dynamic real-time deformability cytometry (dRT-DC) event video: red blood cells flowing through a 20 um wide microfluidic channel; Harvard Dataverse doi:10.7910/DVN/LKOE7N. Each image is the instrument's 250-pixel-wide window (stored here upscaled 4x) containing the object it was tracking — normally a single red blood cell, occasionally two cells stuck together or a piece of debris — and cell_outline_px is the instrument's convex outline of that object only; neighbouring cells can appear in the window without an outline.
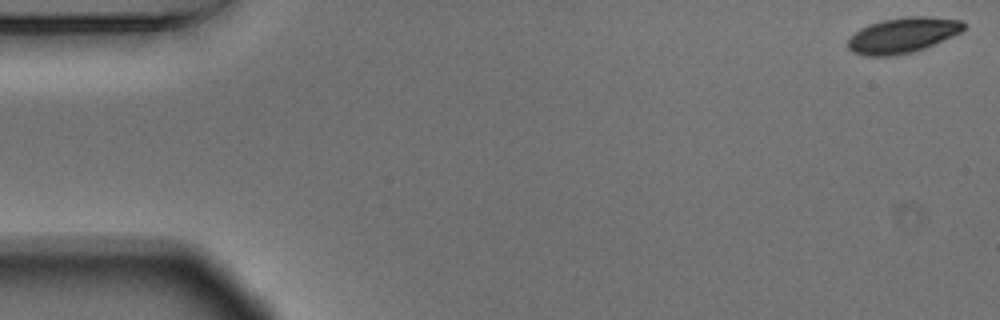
{"species": "Egyptian fruit bat (a non-hibernating species)", "species_latin": "Rousettus aegyptiacus", "temperature_condition": "warm", "stored_images_in_passage": 55, "camera_frame_rate_fps": 3000, "um_per_image_px": 0.085, "animal": {"sex": "male"}, "frame": {"image": 1, "passage_image": 1, "time_ms": 0.0, "image_size_px": [1000, 320], "cell_outline_px": [[964, 28], [960, 32], [952, 36], [924, 48], [912, 52], [892, 56], [864, 56], [852, 52], [848, 48], [848, 36], [860, 28], [868, 24], [884, 20], [908, 16], [928, 16], [960, 20], [964, 24]], "centroid_in_image_um": [76.67, 3.0], "position_along_channel_um": 8.3, "area_um2": 23.87}}
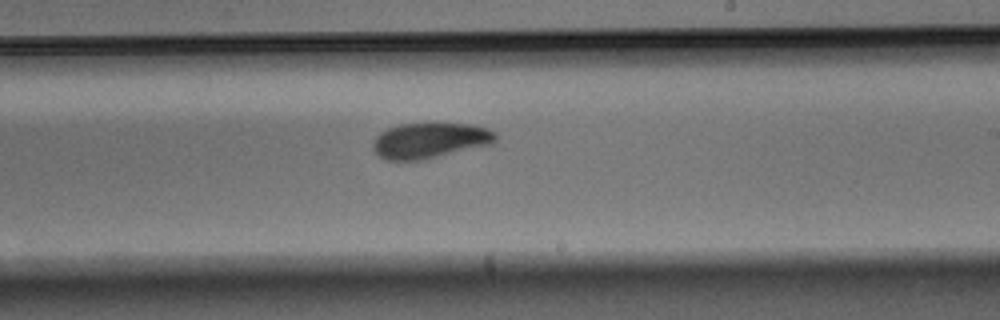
{"frame": {"image": 2, "passage_image": 32, "time_ms": 10.333, "image_size_px": [1000, 320], "cell_outline_px": [[496, 140], [492, 144], [428, 160], [384, 160], [372, 148], [372, 144], [376, 136], [380, 132], [388, 128], [400, 124], [472, 124], [488, 128], [496, 132]], "centroid_in_image_um": [36.56, 11.96], "position_along_channel_um": 252.4, "area_um2": 25.66}}
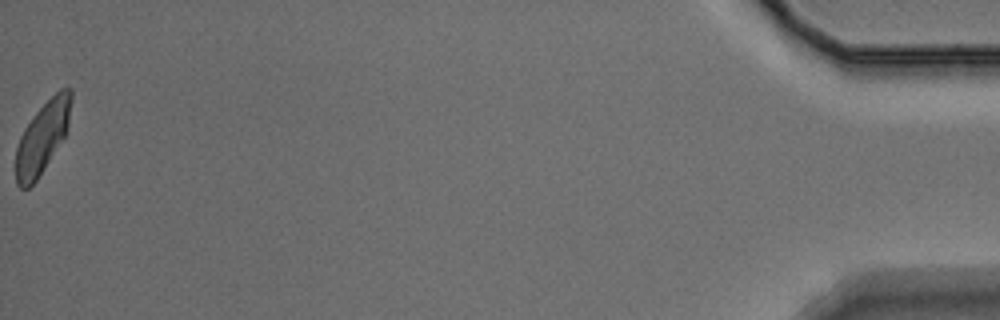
{"frame": {"image": 3, "passage_image": 55, "time_ms": 18.0, "image_size_px": [1000, 320], "cell_outline_px": [[72, 100], [68, 128], [64, 136], [44, 168], [36, 180], [28, 188], [20, 188], [16, 184], [16, 148], [20, 136], [24, 128], [36, 112], [60, 88], [72, 88]], "centroid_in_image_um": [3.61, 11.66], "position_along_channel_um": 431.6, "area_um2": 22.72}, "authors_computed_cell_mechanics": {"area_um2": 25.143, "velocity_mm_per_s": 3.6526, "shape_relaxation_time_tau1_ms": 2.4098, "shape_relaxation_time_tau2_ms": 4.0474, "deformation_change_tau1": 0.1126, "deformation_change_tau2": 0.077}}